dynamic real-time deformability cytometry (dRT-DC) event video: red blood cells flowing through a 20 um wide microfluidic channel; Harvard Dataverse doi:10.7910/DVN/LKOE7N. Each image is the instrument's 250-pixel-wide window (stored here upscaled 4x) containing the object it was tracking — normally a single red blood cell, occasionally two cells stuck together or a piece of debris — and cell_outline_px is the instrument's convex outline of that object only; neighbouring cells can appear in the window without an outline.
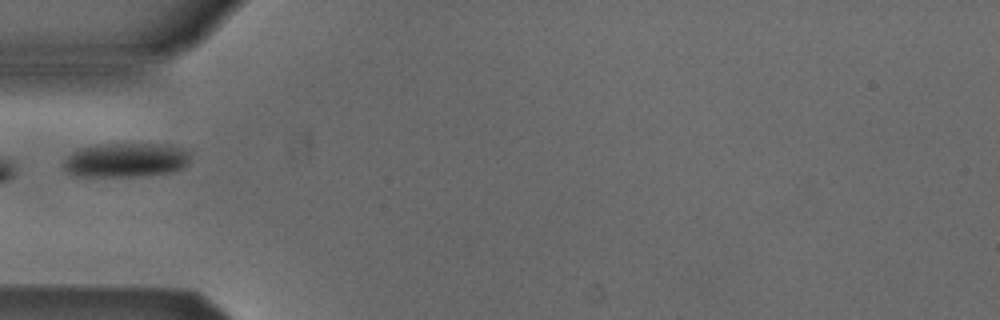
{"species": "Egyptian fruit bat (a non-hibernating species)", "species_latin": "Rousettus aegyptiacus", "temperature_condition": "cold", "stored_images_in_passage": 22, "camera_frame_rate_fps": 3000, "um_per_image_px": 0.085, "animal": {"sex": "male"}, "frame": {"image": 1, "passage_image": 1, "time_ms": 0.0, "image_size_px": [1000, 320], "cell_outline_px": [[192, 152], [188, 164], [180, 168], [168, 172], [132, 176], [76, 176], [68, 172], [64, 168], [64, 160], [72, 152], [80, 148], [96, 144], [172, 144], [192, 148]], "centroid_in_image_um": [10.77, 13.57], "position_along_channel_um": 74.2, "area_um2": 25.61}}
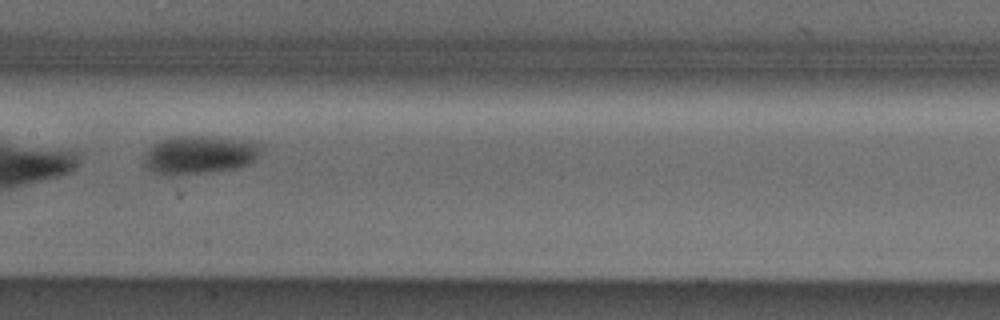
{"frame": {"image": 2, "passage_image": 10, "time_ms": 3.0, "image_size_px": [1000, 320], "cell_outline_px": [[260, 148], [256, 156], [248, 164], [236, 168], [204, 172], [168, 176], [156, 172], [148, 168], [144, 164], [144, 156], [148, 148], [164, 140], [176, 136], [204, 136], [260, 140]], "centroid_in_image_um": [16.98, 13.14], "position_along_channel_um": 190.4, "area_um2": 25.95}}
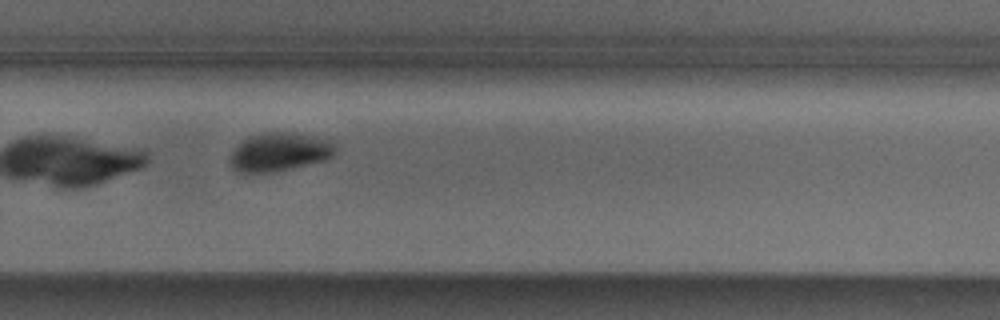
{"frame": {"image": 3, "passage_image": 19, "time_ms": 6.0, "image_size_px": [1000, 320], "cell_outline_px": [[336, 152], [332, 156], [324, 160], [276, 172], [236, 172], [232, 168], [232, 152], [248, 136], [264, 132], [296, 132], [328, 140], [336, 148]], "centroid_in_image_um": [23.77, 12.91], "position_along_channel_um": 306.0, "area_um2": 23.35}}